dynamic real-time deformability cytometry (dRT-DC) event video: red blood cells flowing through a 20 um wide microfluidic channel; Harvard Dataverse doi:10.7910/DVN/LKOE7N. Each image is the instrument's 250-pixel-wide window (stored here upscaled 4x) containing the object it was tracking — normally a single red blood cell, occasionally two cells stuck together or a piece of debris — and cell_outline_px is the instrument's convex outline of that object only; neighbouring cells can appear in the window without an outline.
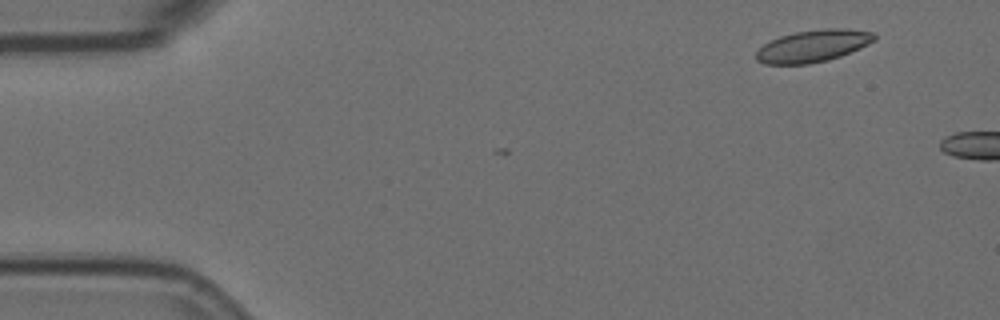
{"species": "Egyptian fruit bat (a non-hibernating species)", "species_latin": "Rousettus aegyptiacus", "temperature_condition": "room temperature", "stored_images_in_passage": 6, "camera_frame_rate_fps": 3000, "um_per_image_px": 0.085, "animal": {"sex": "female"}, "frame": {"image": 1, "passage_image": 1, "time_ms": 0.0, "image_size_px": [1000, 320], "cell_outline_px": [[876, 40], [860, 48], [840, 56], [828, 60], [808, 64], [764, 64], [756, 60], [756, 52], [764, 44], [780, 36], [796, 32], [824, 28], [848, 28], [876, 32]], "centroid_in_image_um": [69.15, 3.9], "position_along_channel_um": 15.9, "area_um2": 22.2}}